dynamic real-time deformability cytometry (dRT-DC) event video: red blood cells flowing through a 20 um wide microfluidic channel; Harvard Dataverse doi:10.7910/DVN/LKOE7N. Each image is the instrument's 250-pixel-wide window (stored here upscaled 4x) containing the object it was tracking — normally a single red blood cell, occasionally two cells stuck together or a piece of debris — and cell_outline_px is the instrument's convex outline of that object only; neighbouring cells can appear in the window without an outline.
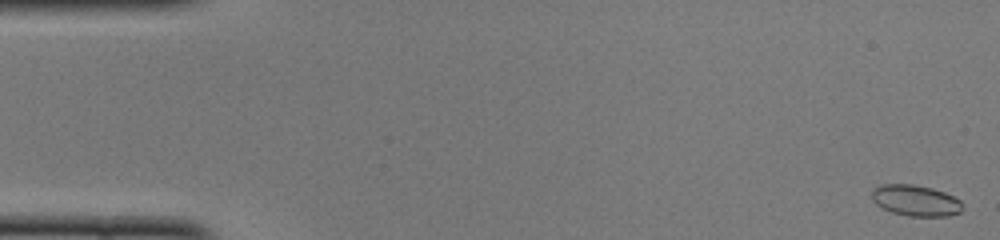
{"species": "common noctule bat (a hibernating species)", "species_latin": "Nyctalus noctula", "temperature_condition": "cold", "stored_images_in_passage": 50, "camera_frame_rate_fps": 3000, "um_per_image_px": 0.085, "animal": {"sex": "female", "body_mass_g": 22.0, "forearm_length_mm": 56.7}, "frame": {"image": 1, "passage_image": 1, "time_ms": 0.0, "image_size_px": [1000, 240], "cell_outline_px": [[960, 212], [948, 216], [908, 216], [892, 212], [880, 208], [872, 200], [872, 188], [880, 184], [912, 184], [932, 188], [944, 192], [960, 200]], "centroid_in_image_um": [77.76, 17.04], "position_along_channel_um": 7.2, "area_um2": 16.42}}
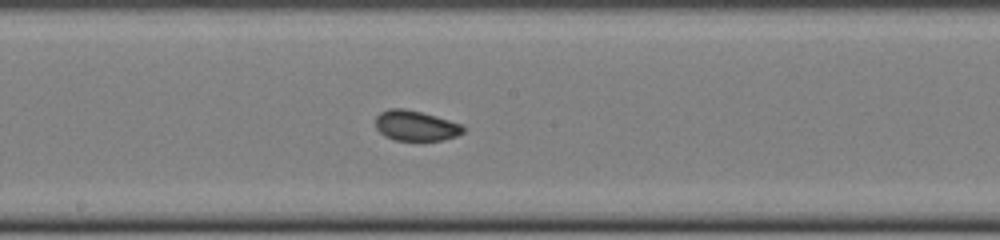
{"frame": {"image": 2, "passage_image": 27, "time_ms": 8.667, "image_size_px": [1000, 240], "cell_outline_px": [[464, 132], [456, 136], [444, 140], [396, 140], [384, 136], [376, 128], [376, 116], [380, 112], [388, 108], [404, 108], [436, 116], [460, 124], [464, 128]], "centroid_in_image_um": [35.31, 10.68], "position_along_channel_um": 212.9, "area_um2": 15.37}}
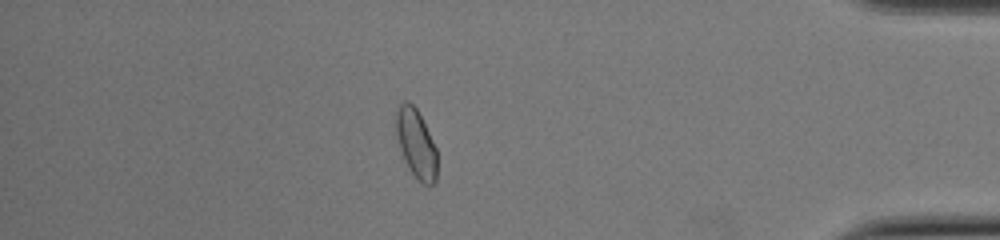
{"frame": {"image": 3, "passage_image": 44, "time_ms": 14.333, "image_size_px": [1000, 240], "cell_outline_px": [[436, 180], [428, 188], [412, 172], [404, 160], [400, 148], [396, 132], [396, 112], [400, 104], [404, 100], [408, 100], [416, 108], [436, 148]], "centroid_in_image_um": [35.36, 12.2], "position_along_channel_um": 399.8, "area_um2": 16.07}, "authors_computed_cell_mechanics": {"area_um2": 16.0395, "velocity_mm_per_s": 3.9842, "shape_relaxation_time_tau1_ms": null, "shape_relaxation_time_tau2_ms": 3.1951, "deformation_change_tau1": null, "deformation_change_tau2": 0.0515}}